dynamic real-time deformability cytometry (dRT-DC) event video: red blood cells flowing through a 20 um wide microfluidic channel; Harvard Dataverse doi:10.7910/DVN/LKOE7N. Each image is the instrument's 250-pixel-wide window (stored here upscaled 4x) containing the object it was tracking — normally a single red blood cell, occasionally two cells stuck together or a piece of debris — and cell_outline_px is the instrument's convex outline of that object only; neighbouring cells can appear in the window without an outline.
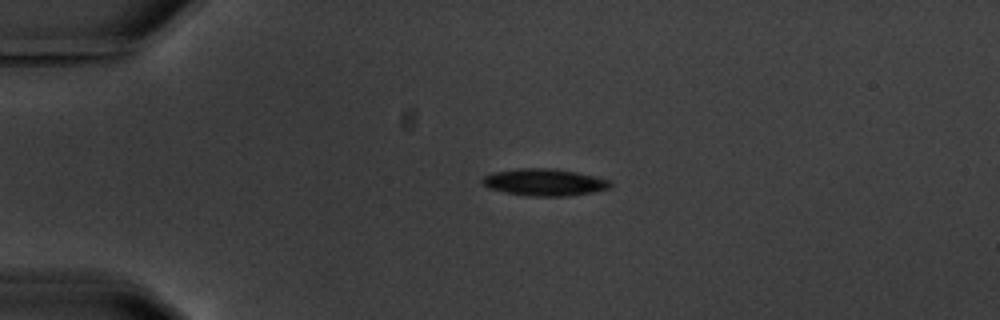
{"species": "common noctule bat (a hibernating species)", "species_latin": "Nyctalus noctula", "temperature_condition": "warm", "stored_images_in_passage": 4, "camera_frame_rate_fps": 3000, "um_per_image_px": 0.085, "animal": {"sex": "male", "body_mass_g": 20.1, "forearm_length_mm": 53.5}, "frame": {"image": 1, "passage_image": 3, "time_ms": 2.333, "image_size_px": [1000, 320], "cell_outline_px": [[612, 188], [592, 192], [568, 196], [528, 196], [504, 192], [488, 188], [480, 184], [480, 180], [484, 176], [492, 172], [516, 168], [548, 168], [576, 172], [596, 176], [608, 180], [612, 184]], "centroid_in_image_um": [46.23, 15.49], "position_along_channel_um": 38.8, "area_um2": 20.35}}